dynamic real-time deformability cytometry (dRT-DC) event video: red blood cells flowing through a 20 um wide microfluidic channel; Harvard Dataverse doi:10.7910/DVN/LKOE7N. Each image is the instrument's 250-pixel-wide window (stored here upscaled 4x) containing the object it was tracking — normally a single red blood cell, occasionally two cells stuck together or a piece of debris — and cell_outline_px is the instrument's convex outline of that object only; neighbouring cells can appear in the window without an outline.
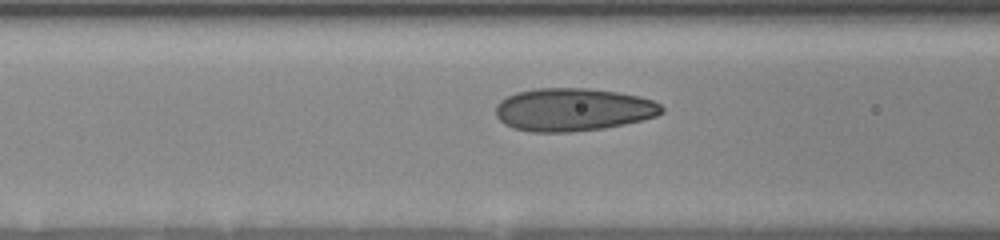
{"species": "human", "species_latin": "Homo sapiens", "temperature_condition": "room temperature", "stored_images_in_passage": 10, "segment_of_instrument_passage": [2, 2], "camera_frame_rate_fps": 3000, "um_per_image_px": 0.085, "donor": {"sex": "female"}, "frame": {"image": 1, "passage_image": 10, "time_ms": 7.0, "image_size_px": [1000, 240], "cell_outline_px": [[664, 112], [656, 116], [624, 124], [604, 128], [572, 132], [532, 132], [512, 128], [504, 124], [496, 116], [496, 104], [500, 100], [516, 92], [536, 88], [584, 88], [616, 92], [640, 96], [652, 100], [660, 104], [664, 108]], "centroid_in_image_um": [48.69, 9.32], "position_along_channel_um": 117.9, "area_um2": 41.62}}